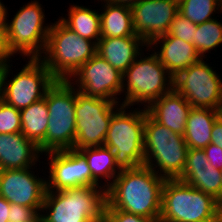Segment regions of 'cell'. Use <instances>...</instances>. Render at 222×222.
Masks as SVG:
<instances>
[{
	"mask_svg": "<svg viewBox=\"0 0 222 222\" xmlns=\"http://www.w3.org/2000/svg\"><path fill=\"white\" fill-rule=\"evenodd\" d=\"M165 178L143 165L122 169L106 189L105 209H117L148 218H160Z\"/></svg>",
	"mask_w": 222,
	"mask_h": 222,
	"instance_id": "6da1fadb",
	"label": "cell"
},
{
	"mask_svg": "<svg viewBox=\"0 0 222 222\" xmlns=\"http://www.w3.org/2000/svg\"><path fill=\"white\" fill-rule=\"evenodd\" d=\"M74 187L46 191L41 222H104L106 189ZM49 210V212H48Z\"/></svg>",
	"mask_w": 222,
	"mask_h": 222,
	"instance_id": "7a4b0ae2",
	"label": "cell"
},
{
	"mask_svg": "<svg viewBox=\"0 0 222 222\" xmlns=\"http://www.w3.org/2000/svg\"><path fill=\"white\" fill-rule=\"evenodd\" d=\"M97 53V44L79 36L59 19L48 33L44 56L39 59L56 80H68Z\"/></svg>",
	"mask_w": 222,
	"mask_h": 222,
	"instance_id": "3957f363",
	"label": "cell"
},
{
	"mask_svg": "<svg viewBox=\"0 0 222 222\" xmlns=\"http://www.w3.org/2000/svg\"><path fill=\"white\" fill-rule=\"evenodd\" d=\"M220 202L178 179L162 187L160 222H219Z\"/></svg>",
	"mask_w": 222,
	"mask_h": 222,
	"instance_id": "277c9868",
	"label": "cell"
},
{
	"mask_svg": "<svg viewBox=\"0 0 222 222\" xmlns=\"http://www.w3.org/2000/svg\"><path fill=\"white\" fill-rule=\"evenodd\" d=\"M72 80H55L46 91L49 119L44 138L45 154L52 151L74 149L76 89Z\"/></svg>",
	"mask_w": 222,
	"mask_h": 222,
	"instance_id": "5b68a950",
	"label": "cell"
},
{
	"mask_svg": "<svg viewBox=\"0 0 222 222\" xmlns=\"http://www.w3.org/2000/svg\"><path fill=\"white\" fill-rule=\"evenodd\" d=\"M120 104L110 120L104 146L114 153L115 163L122 169L144 165V126L146 108L127 112ZM127 112V113H126Z\"/></svg>",
	"mask_w": 222,
	"mask_h": 222,
	"instance_id": "8992f818",
	"label": "cell"
},
{
	"mask_svg": "<svg viewBox=\"0 0 222 222\" xmlns=\"http://www.w3.org/2000/svg\"><path fill=\"white\" fill-rule=\"evenodd\" d=\"M141 55L142 53L123 73V82L127 83H123V93L125 85L127 91L122 105L132 106L135 103L145 102L148 104L145 105L147 108L173 89L174 78L170 76L158 56L153 53L143 58Z\"/></svg>",
	"mask_w": 222,
	"mask_h": 222,
	"instance_id": "52a82bcc",
	"label": "cell"
},
{
	"mask_svg": "<svg viewBox=\"0 0 222 222\" xmlns=\"http://www.w3.org/2000/svg\"><path fill=\"white\" fill-rule=\"evenodd\" d=\"M9 65L6 62L0 66V98L18 110L42 99L56 80L39 58H30L28 64L6 82L11 70Z\"/></svg>",
	"mask_w": 222,
	"mask_h": 222,
	"instance_id": "ba28073f",
	"label": "cell"
},
{
	"mask_svg": "<svg viewBox=\"0 0 222 222\" xmlns=\"http://www.w3.org/2000/svg\"><path fill=\"white\" fill-rule=\"evenodd\" d=\"M44 12L37 1L21 7L12 21L6 23V38L10 53H22L30 58H40L44 53L51 25H44Z\"/></svg>",
	"mask_w": 222,
	"mask_h": 222,
	"instance_id": "9c48e42d",
	"label": "cell"
},
{
	"mask_svg": "<svg viewBox=\"0 0 222 222\" xmlns=\"http://www.w3.org/2000/svg\"><path fill=\"white\" fill-rule=\"evenodd\" d=\"M118 102L86 96L76 88V136L74 150L104 146L112 115ZM117 105V106H115Z\"/></svg>",
	"mask_w": 222,
	"mask_h": 222,
	"instance_id": "30bf717a",
	"label": "cell"
},
{
	"mask_svg": "<svg viewBox=\"0 0 222 222\" xmlns=\"http://www.w3.org/2000/svg\"><path fill=\"white\" fill-rule=\"evenodd\" d=\"M203 58L174 77L173 88L192 107L222 111V80Z\"/></svg>",
	"mask_w": 222,
	"mask_h": 222,
	"instance_id": "8fae6325",
	"label": "cell"
},
{
	"mask_svg": "<svg viewBox=\"0 0 222 222\" xmlns=\"http://www.w3.org/2000/svg\"><path fill=\"white\" fill-rule=\"evenodd\" d=\"M72 77H78L75 81L79 87L77 90L86 96L118 102L117 95L123 92V73L97 53L70 78Z\"/></svg>",
	"mask_w": 222,
	"mask_h": 222,
	"instance_id": "7c38bea8",
	"label": "cell"
},
{
	"mask_svg": "<svg viewBox=\"0 0 222 222\" xmlns=\"http://www.w3.org/2000/svg\"><path fill=\"white\" fill-rule=\"evenodd\" d=\"M49 156V178L46 191H58L74 187H103L92 178L85 157L74 149L47 152Z\"/></svg>",
	"mask_w": 222,
	"mask_h": 222,
	"instance_id": "4fadbf2b",
	"label": "cell"
},
{
	"mask_svg": "<svg viewBox=\"0 0 222 222\" xmlns=\"http://www.w3.org/2000/svg\"><path fill=\"white\" fill-rule=\"evenodd\" d=\"M130 8L133 29L148 45L155 38L167 34L179 13L175 0H140Z\"/></svg>",
	"mask_w": 222,
	"mask_h": 222,
	"instance_id": "5bb4252c",
	"label": "cell"
},
{
	"mask_svg": "<svg viewBox=\"0 0 222 222\" xmlns=\"http://www.w3.org/2000/svg\"><path fill=\"white\" fill-rule=\"evenodd\" d=\"M46 179L37 178L30 168L0 170V196L10 204L42 209Z\"/></svg>",
	"mask_w": 222,
	"mask_h": 222,
	"instance_id": "9a60e30c",
	"label": "cell"
},
{
	"mask_svg": "<svg viewBox=\"0 0 222 222\" xmlns=\"http://www.w3.org/2000/svg\"><path fill=\"white\" fill-rule=\"evenodd\" d=\"M188 149L184 137L174 133L169 143L144 144V165L165 179H178L184 171ZM156 166L160 172L156 171Z\"/></svg>",
	"mask_w": 222,
	"mask_h": 222,
	"instance_id": "2e32d148",
	"label": "cell"
},
{
	"mask_svg": "<svg viewBox=\"0 0 222 222\" xmlns=\"http://www.w3.org/2000/svg\"><path fill=\"white\" fill-rule=\"evenodd\" d=\"M178 180L212 195L219 202L222 200L221 171L208 162L203 149H188L186 165Z\"/></svg>",
	"mask_w": 222,
	"mask_h": 222,
	"instance_id": "e0dca14e",
	"label": "cell"
},
{
	"mask_svg": "<svg viewBox=\"0 0 222 222\" xmlns=\"http://www.w3.org/2000/svg\"><path fill=\"white\" fill-rule=\"evenodd\" d=\"M39 153V147L21 132L0 133V170L31 168L38 161Z\"/></svg>",
	"mask_w": 222,
	"mask_h": 222,
	"instance_id": "ac0fdd59",
	"label": "cell"
},
{
	"mask_svg": "<svg viewBox=\"0 0 222 222\" xmlns=\"http://www.w3.org/2000/svg\"><path fill=\"white\" fill-rule=\"evenodd\" d=\"M146 109L158 123L183 136L187 117L192 106L173 88Z\"/></svg>",
	"mask_w": 222,
	"mask_h": 222,
	"instance_id": "d6986e66",
	"label": "cell"
},
{
	"mask_svg": "<svg viewBox=\"0 0 222 222\" xmlns=\"http://www.w3.org/2000/svg\"><path fill=\"white\" fill-rule=\"evenodd\" d=\"M160 41L163 42L160 52L154 51V53L173 78L202 58L192 43L168 34L155 38L148 47L157 45V42L160 44Z\"/></svg>",
	"mask_w": 222,
	"mask_h": 222,
	"instance_id": "ffe728a7",
	"label": "cell"
},
{
	"mask_svg": "<svg viewBox=\"0 0 222 222\" xmlns=\"http://www.w3.org/2000/svg\"><path fill=\"white\" fill-rule=\"evenodd\" d=\"M140 46L148 48V44L138 35L100 38L97 43V54L115 69L124 73L142 53Z\"/></svg>",
	"mask_w": 222,
	"mask_h": 222,
	"instance_id": "44dd1931",
	"label": "cell"
},
{
	"mask_svg": "<svg viewBox=\"0 0 222 222\" xmlns=\"http://www.w3.org/2000/svg\"><path fill=\"white\" fill-rule=\"evenodd\" d=\"M222 115L221 110L192 107L183 135L188 148L204 149L211 143L213 124Z\"/></svg>",
	"mask_w": 222,
	"mask_h": 222,
	"instance_id": "7402d4cb",
	"label": "cell"
},
{
	"mask_svg": "<svg viewBox=\"0 0 222 222\" xmlns=\"http://www.w3.org/2000/svg\"><path fill=\"white\" fill-rule=\"evenodd\" d=\"M21 133L33 141L41 153L44 152V138L48 127L49 111L45 96L20 110Z\"/></svg>",
	"mask_w": 222,
	"mask_h": 222,
	"instance_id": "603a6c76",
	"label": "cell"
},
{
	"mask_svg": "<svg viewBox=\"0 0 222 222\" xmlns=\"http://www.w3.org/2000/svg\"><path fill=\"white\" fill-rule=\"evenodd\" d=\"M100 13L101 38H119L137 35L133 29L131 8L106 1Z\"/></svg>",
	"mask_w": 222,
	"mask_h": 222,
	"instance_id": "cb8c5ba5",
	"label": "cell"
},
{
	"mask_svg": "<svg viewBox=\"0 0 222 222\" xmlns=\"http://www.w3.org/2000/svg\"><path fill=\"white\" fill-rule=\"evenodd\" d=\"M78 151L87 160L92 173V178L97 183L100 181L98 180L100 177L107 179L105 182V184H107L103 185L104 189H107L121 172V169L115 163L113 151L106 146L86 147ZM109 179H113L112 182H110Z\"/></svg>",
	"mask_w": 222,
	"mask_h": 222,
	"instance_id": "d4e9b609",
	"label": "cell"
},
{
	"mask_svg": "<svg viewBox=\"0 0 222 222\" xmlns=\"http://www.w3.org/2000/svg\"><path fill=\"white\" fill-rule=\"evenodd\" d=\"M68 13V19L61 18V21L79 36L97 44L101 38L100 14L79 5H72Z\"/></svg>",
	"mask_w": 222,
	"mask_h": 222,
	"instance_id": "484cf974",
	"label": "cell"
},
{
	"mask_svg": "<svg viewBox=\"0 0 222 222\" xmlns=\"http://www.w3.org/2000/svg\"><path fill=\"white\" fill-rule=\"evenodd\" d=\"M219 44H222V23L211 19L197 25L193 45L202 58Z\"/></svg>",
	"mask_w": 222,
	"mask_h": 222,
	"instance_id": "4316f807",
	"label": "cell"
},
{
	"mask_svg": "<svg viewBox=\"0 0 222 222\" xmlns=\"http://www.w3.org/2000/svg\"><path fill=\"white\" fill-rule=\"evenodd\" d=\"M178 7L179 14L198 25L213 19L216 9L222 10V0H183Z\"/></svg>",
	"mask_w": 222,
	"mask_h": 222,
	"instance_id": "83f0119b",
	"label": "cell"
},
{
	"mask_svg": "<svg viewBox=\"0 0 222 222\" xmlns=\"http://www.w3.org/2000/svg\"><path fill=\"white\" fill-rule=\"evenodd\" d=\"M174 134L166 126L158 123L146 109L144 126V144H163L169 143V138Z\"/></svg>",
	"mask_w": 222,
	"mask_h": 222,
	"instance_id": "f1b7e54d",
	"label": "cell"
},
{
	"mask_svg": "<svg viewBox=\"0 0 222 222\" xmlns=\"http://www.w3.org/2000/svg\"><path fill=\"white\" fill-rule=\"evenodd\" d=\"M20 110L7 104L0 98V133L12 134L21 132Z\"/></svg>",
	"mask_w": 222,
	"mask_h": 222,
	"instance_id": "f546056e",
	"label": "cell"
},
{
	"mask_svg": "<svg viewBox=\"0 0 222 222\" xmlns=\"http://www.w3.org/2000/svg\"><path fill=\"white\" fill-rule=\"evenodd\" d=\"M196 27V24L178 13L170 24L167 34L193 44Z\"/></svg>",
	"mask_w": 222,
	"mask_h": 222,
	"instance_id": "4dcf8cb0",
	"label": "cell"
},
{
	"mask_svg": "<svg viewBox=\"0 0 222 222\" xmlns=\"http://www.w3.org/2000/svg\"><path fill=\"white\" fill-rule=\"evenodd\" d=\"M42 209L11 203L8 222H41Z\"/></svg>",
	"mask_w": 222,
	"mask_h": 222,
	"instance_id": "1f68e13d",
	"label": "cell"
},
{
	"mask_svg": "<svg viewBox=\"0 0 222 222\" xmlns=\"http://www.w3.org/2000/svg\"><path fill=\"white\" fill-rule=\"evenodd\" d=\"M104 222H160V218H148L117 209H105Z\"/></svg>",
	"mask_w": 222,
	"mask_h": 222,
	"instance_id": "d6a6232c",
	"label": "cell"
},
{
	"mask_svg": "<svg viewBox=\"0 0 222 222\" xmlns=\"http://www.w3.org/2000/svg\"><path fill=\"white\" fill-rule=\"evenodd\" d=\"M208 162L215 168L222 169V149L212 143L203 149Z\"/></svg>",
	"mask_w": 222,
	"mask_h": 222,
	"instance_id": "836d02e7",
	"label": "cell"
},
{
	"mask_svg": "<svg viewBox=\"0 0 222 222\" xmlns=\"http://www.w3.org/2000/svg\"><path fill=\"white\" fill-rule=\"evenodd\" d=\"M11 56L13 55L8 48L6 27H0V66L10 61L9 58H11Z\"/></svg>",
	"mask_w": 222,
	"mask_h": 222,
	"instance_id": "e575fe53",
	"label": "cell"
},
{
	"mask_svg": "<svg viewBox=\"0 0 222 222\" xmlns=\"http://www.w3.org/2000/svg\"><path fill=\"white\" fill-rule=\"evenodd\" d=\"M211 143L222 149V115L213 124Z\"/></svg>",
	"mask_w": 222,
	"mask_h": 222,
	"instance_id": "d590c367",
	"label": "cell"
},
{
	"mask_svg": "<svg viewBox=\"0 0 222 222\" xmlns=\"http://www.w3.org/2000/svg\"><path fill=\"white\" fill-rule=\"evenodd\" d=\"M10 203L0 196V222H8Z\"/></svg>",
	"mask_w": 222,
	"mask_h": 222,
	"instance_id": "8d00e7d4",
	"label": "cell"
},
{
	"mask_svg": "<svg viewBox=\"0 0 222 222\" xmlns=\"http://www.w3.org/2000/svg\"><path fill=\"white\" fill-rule=\"evenodd\" d=\"M103 1H104V3L107 1V2L112 3V4L126 5V6L131 7L135 4H137L140 0H103Z\"/></svg>",
	"mask_w": 222,
	"mask_h": 222,
	"instance_id": "74e56055",
	"label": "cell"
},
{
	"mask_svg": "<svg viewBox=\"0 0 222 222\" xmlns=\"http://www.w3.org/2000/svg\"><path fill=\"white\" fill-rule=\"evenodd\" d=\"M7 9L0 1V27H6Z\"/></svg>",
	"mask_w": 222,
	"mask_h": 222,
	"instance_id": "f35d334b",
	"label": "cell"
},
{
	"mask_svg": "<svg viewBox=\"0 0 222 222\" xmlns=\"http://www.w3.org/2000/svg\"><path fill=\"white\" fill-rule=\"evenodd\" d=\"M219 222H222V200L220 201V208H219Z\"/></svg>",
	"mask_w": 222,
	"mask_h": 222,
	"instance_id": "ab89813d",
	"label": "cell"
},
{
	"mask_svg": "<svg viewBox=\"0 0 222 222\" xmlns=\"http://www.w3.org/2000/svg\"><path fill=\"white\" fill-rule=\"evenodd\" d=\"M177 3H180V2H182L183 0H175Z\"/></svg>",
	"mask_w": 222,
	"mask_h": 222,
	"instance_id": "60d3db41",
	"label": "cell"
}]
</instances>
